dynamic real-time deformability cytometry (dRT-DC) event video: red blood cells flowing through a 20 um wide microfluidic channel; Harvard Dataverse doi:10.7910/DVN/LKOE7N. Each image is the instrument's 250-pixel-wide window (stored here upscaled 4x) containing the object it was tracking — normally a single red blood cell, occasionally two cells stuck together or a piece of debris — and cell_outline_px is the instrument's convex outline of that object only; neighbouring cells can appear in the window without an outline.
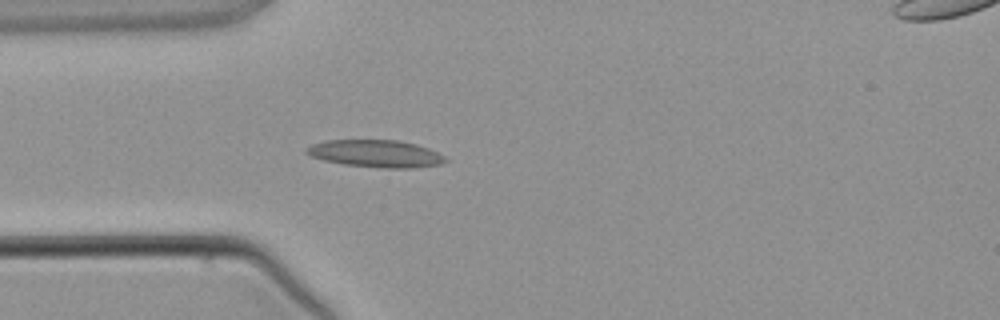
{"species": "common noctule bat (a hibernating species)", "species_latin": "Nyctalus noctula", "temperature_condition": "warm", "stored_images_in_passage": 3, "camera_frame_rate_fps": 3000, "um_per_image_px": 0.085, "animal": {"sex": "male", "body_mass_g": 21.5, "forearm_length_mm": 52.0}, "frame": {"image": 1, "passage_image": 3, "time_ms": 3.333, "image_size_px": [1000, 320], "cell_outline_px": [[448, 160], [440, 164], [412, 168], [380, 168], [344, 164], [324, 160], [312, 156], [304, 152], [304, 148], [312, 144], [324, 140], [396, 140], [416, 144], [428, 148], [444, 156]], "centroid_in_image_um": [31.91, 13.05], "position_along_channel_um": 53.1, "area_um2": 22.08}}